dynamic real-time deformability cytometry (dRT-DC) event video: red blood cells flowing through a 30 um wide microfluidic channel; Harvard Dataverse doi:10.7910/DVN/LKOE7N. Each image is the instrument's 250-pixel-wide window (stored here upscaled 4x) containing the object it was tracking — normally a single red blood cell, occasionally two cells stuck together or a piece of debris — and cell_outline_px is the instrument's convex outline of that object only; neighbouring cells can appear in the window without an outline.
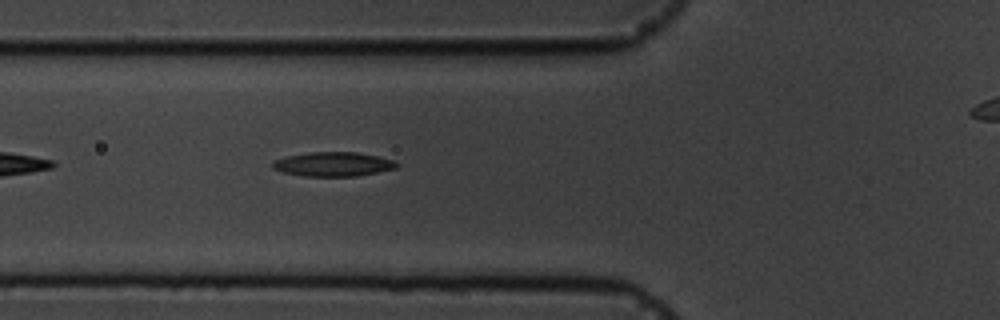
{"species": "common noctule bat (a hibernating species)", "species_latin": "Nyctalus noctula", "temperature_condition": "cold", "stored_images_in_passage": 7, "segment_of_instrument_passage": [1, 2], "camera_frame_rate_fps": 3000, "um_per_image_px": 0.085, "animal": {"sex": "male", "body_mass_g": 19.5, "forearm_length_mm": 54.6}, "frame": {"image": 1, "passage_image": 6, "time_ms": 6.667, "image_size_px": [1000, 320], "cell_outline_px": [[400, 164], [396, 168], [356, 176], [304, 176], [284, 172], [272, 168], [272, 160], [288, 156], [312, 152], [356, 152], [376, 156], [392, 160]], "centroid_in_image_um": [28.3, 13.95], "position_along_channel_um": 97.5, "area_um2": 17.34}}